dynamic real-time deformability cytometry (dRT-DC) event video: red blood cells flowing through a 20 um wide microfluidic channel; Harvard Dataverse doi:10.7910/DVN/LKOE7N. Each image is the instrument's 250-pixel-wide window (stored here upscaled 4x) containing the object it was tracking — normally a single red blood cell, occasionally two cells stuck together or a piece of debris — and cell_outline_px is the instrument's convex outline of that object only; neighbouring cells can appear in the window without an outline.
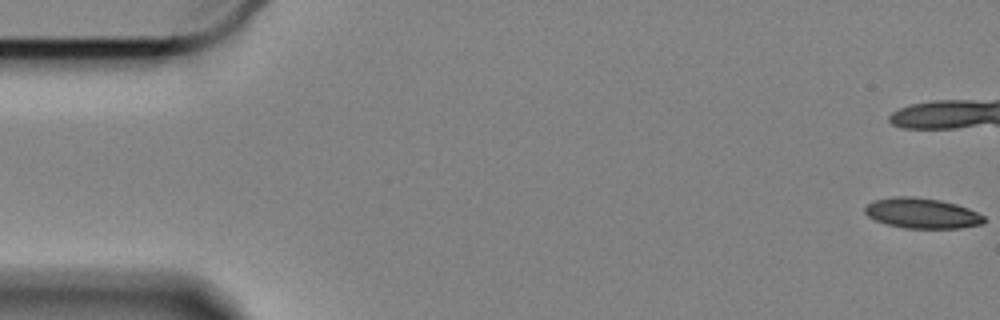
{"species": "Egyptian fruit bat (a non-hibernating species)", "species_latin": "Rousettus aegyptiacus", "temperature_condition": "cold", "stored_images_in_passage": 40, "camera_frame_rate_fps": 3000, "um_per_image_px": 0.085, "animal": {"sex": "female"}, "frame": {"image": 1, "passage_image": 1, "time_ms": 0.0, "image_size_px": [1000, 320], "cell_outline_px": [[984, 224], [960, 228], [904, 228], [884, 224], [868, 216], [864, 212], [864, 208], [872, 200], [896, 196], [912, 196], [940, 200], [956, 204], [968, 208], [984, 216]], "centroid_in_image_um": [78.35, 18.12], "position_along_channel_um": 6.7, "area_um2": 21.15}}
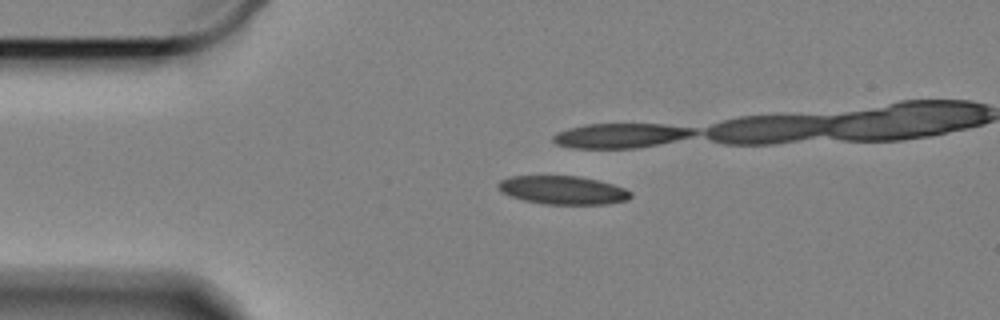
{"frame": {"image": 2, "passage_image": 13, "time_ms": 4.0, "image_size_px": [1000, 320], "cell_outline_px": [[632, 196], [628, 200], [608, 204], [548, 204], [524, 200], [512, 196], [504, 192], [496, 184], [500, 180], [512, 176], [576, 176], [596, 180], [612, 184], [624, 188], [632, 192]], "centroid_in_image_um": [47.89, 16.16], "position_along_channel_um": 37.1, "area_um2": 21.68}}